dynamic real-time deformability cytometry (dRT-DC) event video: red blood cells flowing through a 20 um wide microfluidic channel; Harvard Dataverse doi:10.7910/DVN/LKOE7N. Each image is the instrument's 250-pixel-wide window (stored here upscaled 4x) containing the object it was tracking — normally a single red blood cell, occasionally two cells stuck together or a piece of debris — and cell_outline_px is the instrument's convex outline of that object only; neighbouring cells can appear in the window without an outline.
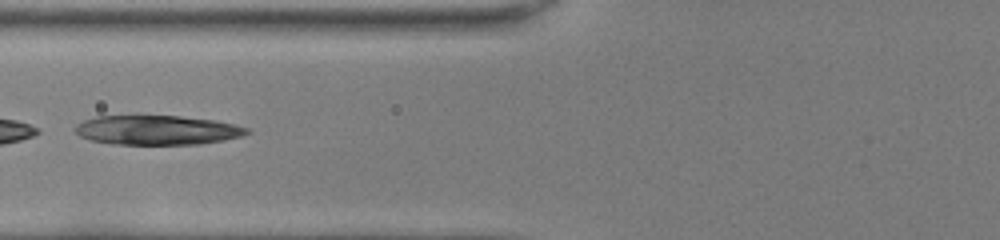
{"species": "common noctule bat (a hibernating species)", "species_latin": "Nyctalus noctula", "temperature_condition": "room temperature", "stored_images_in_passage": 26, "camera_frame_rate_fps": 3000, "um_per_image_px": 0.085, "animal": {"sex": "female", "body_mass_g": 22.0, "forearm_length_mm": 56.7}, "frame": {"image": 1, "passage_image": 23, "time_ms": 7.333, "image_size_px": [1000, 240], "cell_outline_px": [[252, 132], [240, 136], [224, 140], [200, 144], [112, 144], [92, 140], [80, 136], [72, 128], [76, 124], [84, 120], [96, 116], [136, 112], [180, 116], [216, 120], [248, 128]], "centroid_in_image_um": [13.28, 11.0], "position_along_channel_um": 112.5, "area_um2": 30.63}}